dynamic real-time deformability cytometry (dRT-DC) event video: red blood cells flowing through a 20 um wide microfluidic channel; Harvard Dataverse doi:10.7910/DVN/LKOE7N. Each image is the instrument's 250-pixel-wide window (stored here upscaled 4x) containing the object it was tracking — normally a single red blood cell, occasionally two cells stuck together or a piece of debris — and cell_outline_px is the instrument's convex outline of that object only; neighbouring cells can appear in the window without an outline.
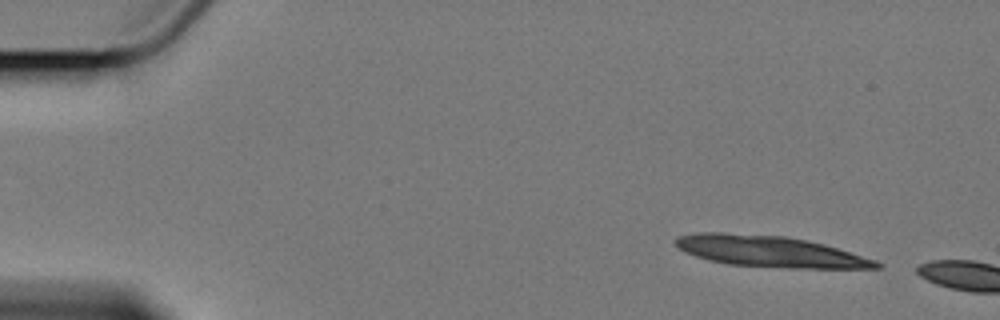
{"species": "Egyptian fruit bat (a non-hibernating species)", "species_latin": "Rousettus aegyptiacus", "temperature_condition": "cold", "stored_images_in_passage": 3, "camera_frame_rate_fps": 3000, "um_per_image_px": 0.085, "animal": {"sex": "female"}, "frame": {"image": 1, "passage_image": 1, "time_ms": 0.0, "image_size_px": [1000, 320], "cell_outline_px": [[884, 264], [880, 268], [788, 268], [728, 264], [708, 260], [696, 256], [680, 248], [676, 244], [676, 236], [696, 232], [724, 232], [784, 236], [808, 240], [824, 244], [876, 260]], "centroid_in_image_um": [65.45, 21.36], "position_along_channel_um": 19.5, "area_um2": 36.36}}